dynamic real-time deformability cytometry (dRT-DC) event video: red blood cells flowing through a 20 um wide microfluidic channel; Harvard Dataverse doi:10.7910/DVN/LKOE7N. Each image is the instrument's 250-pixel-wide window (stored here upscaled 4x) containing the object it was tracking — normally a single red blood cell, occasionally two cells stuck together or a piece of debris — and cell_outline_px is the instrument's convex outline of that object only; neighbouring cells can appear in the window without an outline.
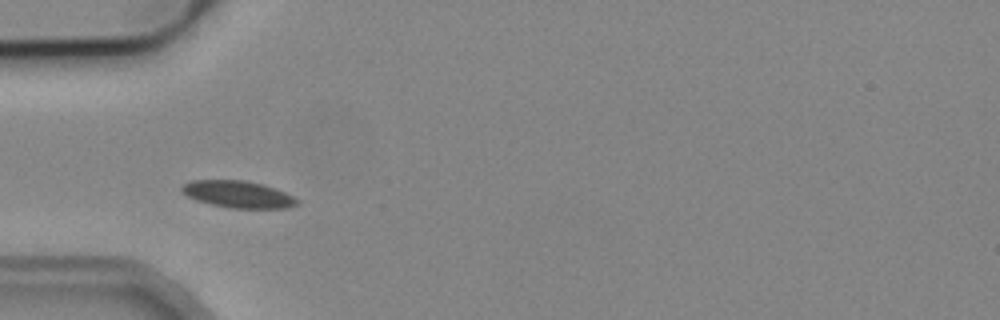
{"species": "common noctule bat (a hibernating species)", "species_latin": "Nyctalus noctula", "temperature_condition": "cold", "stored_images_in_passage": 19, "camera_frame_rate_fps": 3000, "um_per_image_px": 0.085, "animal": {"sex": "male", "body_mass_g": 19.2, "forearm_length_mm": 51.8}, "frame": {"image": 1, "passage_image": 4, "time_ms": 1.0, "image_size_px": [1000, 320], "cell_outline_px": [[300, 204], [288, 208], [228, 208], [196, 200], [188, 196], [180, 188], [184, 184], [192, 180], [244, 180], [260, 184], [284, 192], [300, 200]], "centroid_in_image_um": [20.25, 16.52], "position_along_channel_um": 64.7, "area_um2": 17.92}}
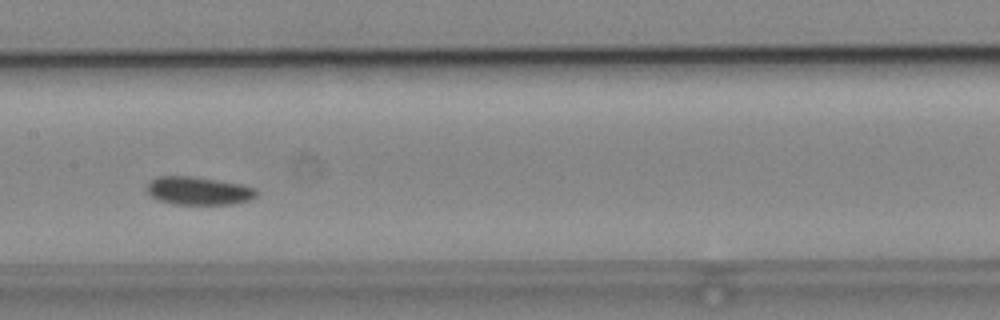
{"frame": {"image": 2, "passage_image": 14, "time_ms": 4.333, "image_size_px": [1000, 320], "cell_outline_px": [[256, 196], [248, 200], [232, 204], [172, 204], [160, 200], [152, 196], [148, 192], [148, 184], [156, 176], [192, 176], [240, 184], [256, 188]], "centroid_in_image_um": [16.87, 16.21], "position_along_channel_um": 190.5, "area_um2": 17.69}}